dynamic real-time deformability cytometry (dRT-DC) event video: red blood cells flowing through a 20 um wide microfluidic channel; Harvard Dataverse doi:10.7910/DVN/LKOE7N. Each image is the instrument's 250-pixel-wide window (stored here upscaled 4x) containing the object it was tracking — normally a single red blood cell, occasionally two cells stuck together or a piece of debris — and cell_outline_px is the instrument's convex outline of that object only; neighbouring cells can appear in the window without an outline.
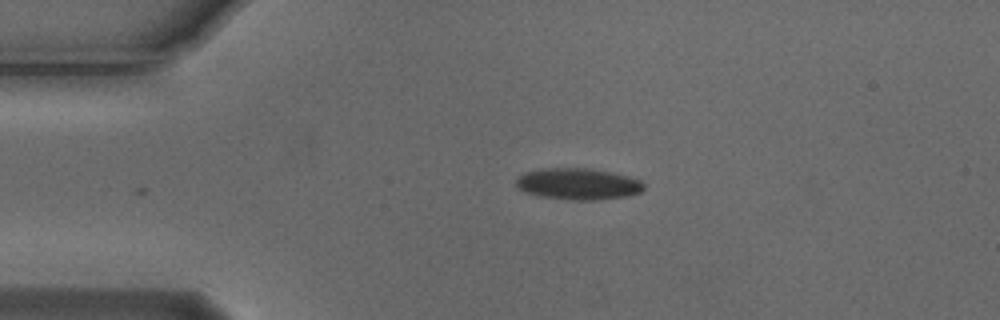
{"species": "Egyptian fruit bat (a non-hibernating species)", "species_latin": "Rousettus aegyptiacus", "temperature_condition": "cold", "stored_images_in_passage": 34, "camera_frame_rate_fps": 3000, "um_per_image_px": 0.085, "animal": {"sex": "male"}, "frame": {"image": 1, "passage_image": 1, "time_ms": 0.0, "image_size_px": [1000, 320], "cell_outline_px": [[644, 188], [640, 192], [628, 196], [592, 200], [572, 200], [540, 196], [524, 192], [516, 188], [516, 180], [524, 172], [540, 168], [592, 168], [628, 176], [640, 180], [644, 184]], "centroid_in_image_um": [49.11, 15.63], "position_along_channel_um": 35.9, "area_um2": 23.52}}
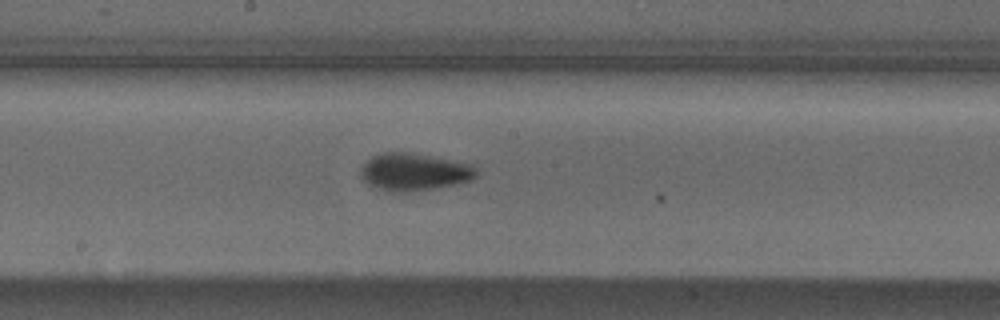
{"frame": {"image": 2, "passage_image": 18, "time_ms": 5.667, "image_size_px": [1000, 320], "cell_outline_px": [[476, 176], [472, 180], [456, 184], [436, 188], [408, 192], [392, 192], [376, 188], [368, 184], [360, 176], [360, 168], [372, 156], [384, 152], [408, 152], [472, 164], [476, 168]], "centroid_in_image_um": [35.18, 14.62], "position_along_channel_um": 213.0, "area_um2": 25.2}}
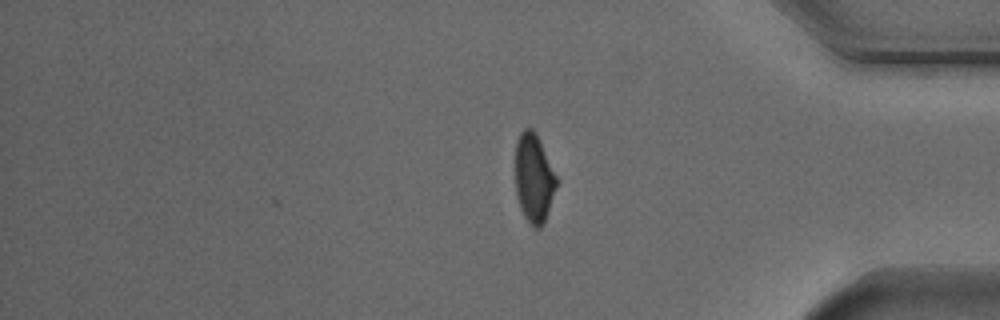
{"frame": {"image": 3, "passage_image": 34, "time_ms": 11.0, "image_size_px": [1000, 320], "cell_outline_px": [[556, 184], [544, 224], [540, 228], [532, 228], [524, 216], [520, 208], [516, 196], [516, 140], [520, 132], [524, 128], [532, 128], [536, 132], [556, 176]], "centroid_in_image_um": [45.35, 15.15], "position_along_channel_um": 389.9, "area_um2": 21.1}, "authors_computed_cell_mechanics": {"area_um2": 24.276, "velocity_mm_per_s": 3.7525, "shape_relaxation_time_tau1_ms": 4.3446, "shape_relaxation_time_tau2_ms": 2.9379, "deformation_change_tau1": 0.1242, "deformation_change_tau2": 0.0697}}